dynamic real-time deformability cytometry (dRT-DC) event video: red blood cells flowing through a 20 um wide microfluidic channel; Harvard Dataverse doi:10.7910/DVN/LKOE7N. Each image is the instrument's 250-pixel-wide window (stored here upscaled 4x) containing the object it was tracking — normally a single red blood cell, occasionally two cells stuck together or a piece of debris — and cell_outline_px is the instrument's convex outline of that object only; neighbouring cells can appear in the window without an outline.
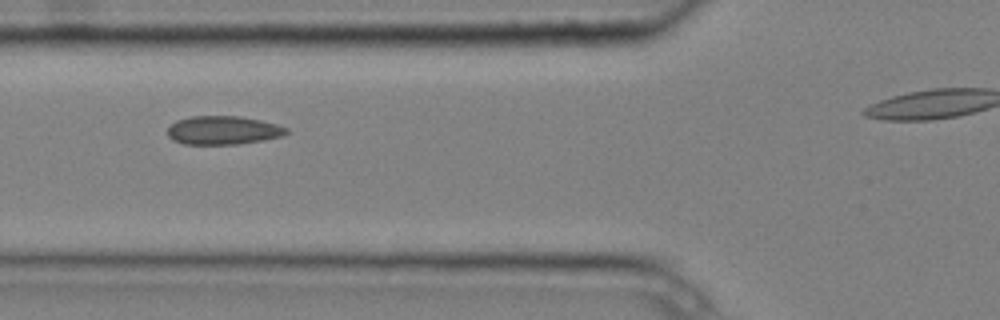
{"species": "common noctule bat (a hibernating species)", "species_latin": "Nyctalus noctula", "temperature_condition": "cold", "stored_images_in_passage": 10, "camera_frame_rate_fps": 3000, "um_per_image_px": 0.085, "animal": {"sex": "male", "body_mass_g": 20.4}, "frame": {"image": 1, "passage_image": 5, "time_ms": 1.333, "image_size_px": [1000, 320], "cell_outline_px": [[288, 132], [280, 136], [264, 140], [236, 144], [184, 144], [172, 140], [168, 136], [168, 128], [176, 120], [192, 116], [240, 116], [260, 120], [276, 124], [288, 128]], "centroid_in_image_um": [18.94, 11.07], "position_along_channel_um": 106.9, "area_um2": 19.71}}
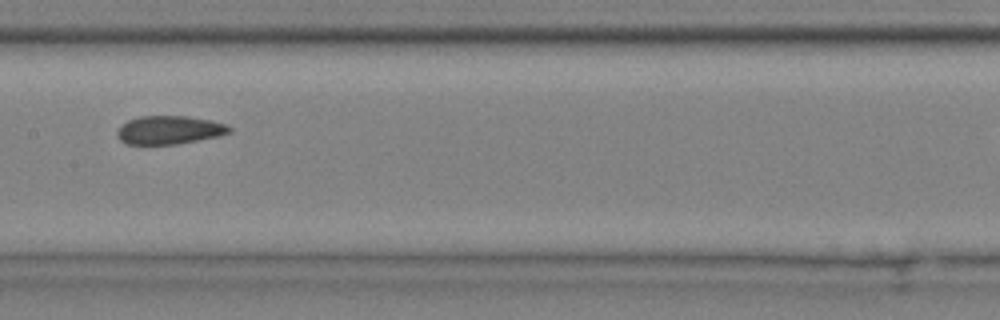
{"frame": {"image": 2, "passage_image": 7, "time_ms": 2.0, "image_size_px": [1000, 320], "cell_outline_px": [[232, 132], [220, 136], [176, 144], [128, 144], [120, 140], [116, 132], [128, 120], [140, 116], [188, 116], [212, 120], [224, 124], [232, 128]], "centroid_in_image_um": [14.43, 11.04], "position_along_channel_um": 193.0, "area_um2": 18.5}}
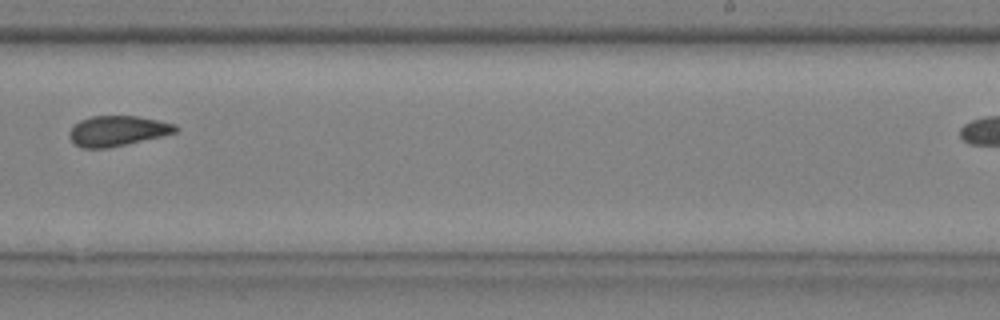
{"frame": {"image": 3, "passage_image": 9, "time_ms": 2.667, "image_size_px": [1000, 320], "cell_outline_px": [[180, 128], [176, 132], [160, 136], [108, 148], [80, 148], [72, 144], [68, 136], [68, 132], [80, 120], [92, 116], [136, 116], [160, 120], [176, 124]], "centroid_in_image_um": [9.96, 11.13], "position_along_channel_um": 279.0, "area_um2": 18.79}}